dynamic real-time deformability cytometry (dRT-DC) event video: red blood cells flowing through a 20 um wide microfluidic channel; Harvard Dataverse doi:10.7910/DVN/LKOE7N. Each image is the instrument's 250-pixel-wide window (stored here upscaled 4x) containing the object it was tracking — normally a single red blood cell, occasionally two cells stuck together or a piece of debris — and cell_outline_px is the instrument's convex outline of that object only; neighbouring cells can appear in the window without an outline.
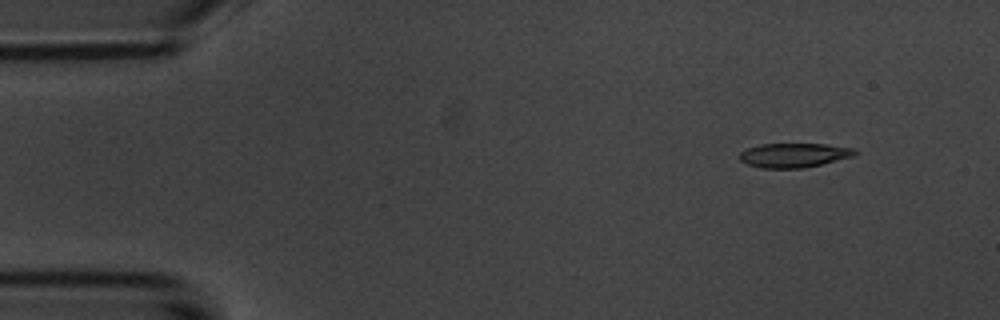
{"species": "common noctule bat (a hibernating species)", "species_latin": "Nyctalus noctula", "temperature_condition": "room temperature", "stored_images_in_passage": 4, "camera_frame_rate_fps": 3000, "um_per_image_px": 0.085, "animal": {"sex": "male", "body_mass_g": 20.1, "forearm_length_mm": 53.5}, "frame": {"image": 1, "passage_image": 2, "time_ms": 1.0, "image_size_px": [1000, 320], "cell_outline_px": [[856, 156], [804, 168], [760, 168], [748, 164], [740, 160], [740, 152], [748, 148], [760, 144], [824, 144], [852, 148], [856, 152]], "centroid_in_image_um": [67.49, 13.2], "position_along_channel_um": 17.5, "area_um2": 16.24}}
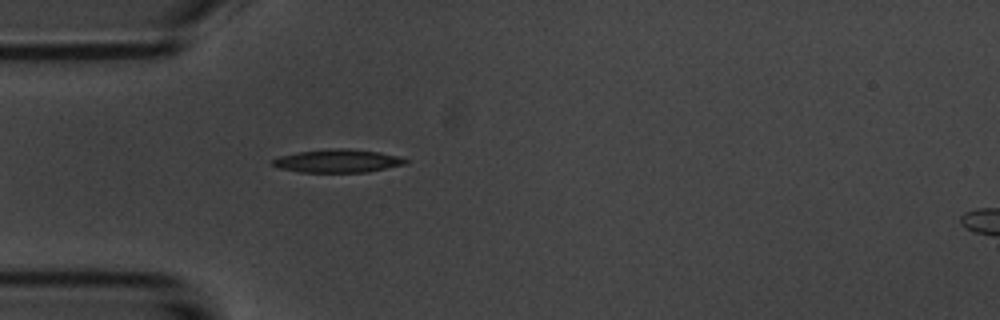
{"frame": {"image": 2, "passage_image": 4, "time_ms": 4.333, "image_size_px": [1000, 320], "cell_outline_px": [[408, 164], [368, 172], [300, 172], [280, 168], [272, 164], [272, 160], [280, 156], [296, 152], [332, 148], [348, 148], [380, 152], [396, 156], [408, 160]], "centroid_in_image_um": [28.73, 13.68], "position_along_channel_um": 56.3, "area_um2": 17.98}}